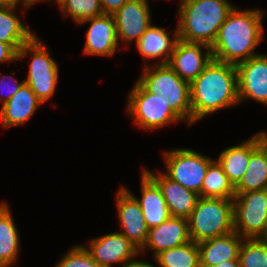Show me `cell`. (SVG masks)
Masks as SVG:
<instances>
[{"label":"cell","mask_w":267,"mask_h":267,"mask_svg":"<svg viewBox=\"0 0 267 267\" xmlns=\"http://www.w3.org/2000/svg\"><path fill=\"white\" fill-rule=\"evenodd\" d=\"M262 11L233 8L211 46L213 59L236 65L258 54L253 49L262 40Z\"/></svg>","instance_id":"cell-1"},{"label":"cell","mask_w":267,"mask_h":267,"mask_svg":"<svg viewBox=\"0 0 267 267\" xmlns=\"http://www.w3.org/2000/svg\"><path fill=\"white\" fill-rule=\"evenodd\" d=\"M190 100L192 123L208 113L239 103L235 65L213 59L190 83Z\"/></svg>","instance_id":"cell-2"},{"label":"cell","mask_w":267,"mask_h":267,"mask_svg":"<svg viewBox=\"0 0 267 267\" xmlns=\"http://www.w3.org/2000/svg\"><path fill=\"white\" fill-rule=\"evenodd\" d=\"M180 4L178 39L209 47L234 8L227 0H182Z\"/></svg>","instance_id":"cell-3"},{"label":"cell","mask_w":267,"mask_h":267,"mask_svg":"<svg viewBox=\"0 0 267 267\" xmlns=\"http://www.w3.org/2000/svg\"><path fill=\"white\" fill-rule=\"evenodd\" d=\"M188 227L190 239L196 243L233 232V199L199 197Z\"/></svg>","instance_id":"cell-4"},{"label":"cell","mask_w":267,"mask_h":267,"mask_svg":"<svg viewBox=\"0 0 267 267\" xmlns=\"http://www.w3.org/2000/svg\"><path fill=\"white\" fill-rule=\"evenodd\" d=\"M145 66L138 82L151 94H161L166 104L183 120L192 124L190 83L183 80L168 64Z\"/></svg>","instance_id":"cell-5"},{"label":"cell","mask_w":267,"mask_h":267,"mask_svg":"<svg viewBox=\"0 0 267 267\" xmlns=\"http://www.w3.org/2000/svg\"><path fill=\"white\" fill-rule=\"evenodd\" d=\"M234 231L244 239L264 238L267 233V189L235 193Z\"/></svg>","instance_id":"cell-6"},{"label":"cell","mask_w":267,"mask_h":267,"mask_svg":"<svg viewBox=\"0 0 267 267\" xmlns=\"http://www.w3.org/2000/svg\"><path fill=\"white\" fill-rule=\"evenodd\" d=\"M32 53L33 58L27 79L24 81L36 97L43 103L55 92L58 82V65L49 57L48 49L42 46L41 41L34 36L29 42L25 43L18 51V59Z\"/></svg>","instance_id":"cell-7"},{"label":"cell","mask_w":267,"mask_h":267,"mask_svg":"<svg viewBox=\"0 0 267 267\" xmlns=\"http://www.w3.org/2000/svg\"><path fill=\"white\" fill-rule=\"evenodd\" d=\"M129 94L127 111L135 116L139 127L156 129L182 120L166 104L161 94L149 93L138 81Z\"/></svg>","instance_id":"cell-8"},{"label":"cell","mask_w":267,"mask_h":267,"mask_svg":"<svg viewBox=\"0 0 267 267\" xmlns=\"http://www.w3.org/2000/svg\"><path fill=\"white\" fill-rule=\"evenodd\" d=\"M164 158L168 169L165 175L201 197V186L213 160L190 149L164 152Z\"/></svg>","instance_id":"cell-9"},{"label":"cell","mask_w":267,"mask_h":267,"mask_svg":"<svg viewBox=\"0 0 267 267\" xmlns=\"http://www.w3.org/2000/svg\"><path fill=\"white\" fill-rule=\"evenodd\" d=\"M239 101L255 99L267 105V55H256L235 65Z\"/></svg>","instance_id":"cell-10"},{"label":"cell","mask_w":267,"mask_h":267,"mask_svg":"<svg viewBox=\"0 0 267 267\" xmlns=\"http://www.w3.org/2000/svg\"><path fill=\"white\" fill-rule=\"evenodd\" d=\"M202 47L206 48L205 56ZM213 60L211 47L202 43H190L177 40L168 65L183 80L191 83Z\"/></svg>","instance_id":"cell-11"},{"label":"cell","mask_w":267,"mask_h":267,"mask_svg":"<svg viewBox=\"0 0 267 267\" xmlns=\"http://www.w3.org/2000/svg\"><path fill=\"white\" fill-rule=\"evenodd\" d=\"M118 217L124 235L137 249L141 250L147 240L149 228L136 197L122 187L117 194Z\"/></svg>","instance_id":"cell-12"},{"label":"cell","mask_w":267,"mask_h":267,"mask_svg":"<svg viewBox=\"0 0 267 267\" xmlns=\"http://www.w3.org/2000/svg\"><path fill=\"white\" fill-rule=\"evenodd\" d=\"M89 248L93 260L101 267H112V263L121 262L123 267L140 251L121 233H110L91 240Z\"/></svg>","instance_id":"cell-13"},{"label":"cell","mask_w":267,"mask_h":267,"mask_svg":"<svg viewBox=\"0 0 267 267\" xmlns=\"http://www.w3.org/2000/svg\"><path fill=\"white\" fill-rule=\"evenodd\" d=\"M147 0H128L113 16L117 38L125 43L136 42L151 26L150 10Z\"/></svg>","instance_id":"cell-14"},{"label":"cell","mask_w":267,"mask_h":267,"mask_svg":"<svg viewBox=\"0 0 267 267\" xmlns=\"http://www.w3.org/2000/svg\"><path fill=\"white\" fill-rule=\"evenodd\" d=\"M92 22L86 34L84 53L91 55L111 56L115 53L118 38L113 15L102 14L80 23Z\"/></svg>","instance_id":"cell-15"},{"label":"cell","mask_w":267,"mask_h":267,"mask_svg":"<svg viewBox=\"0 0 267 267\" xmlns=\"http://www.w3.org/2000/svg\"><path fill=\"white\" fill-rule=\"evenodd\" d=\"M188 219L169 217L160 225L149 229L142 251L148 247L154 251V257L161 251L190 242Z\"/></svg>","instance_id":"cell-16"},{"label":"cell","mask_w":267,"mask_h":267,"mask_svg":"<svg viewBox=\"0 0 267 267\" xmlns=\"http://www.w3.org/2000/svg\"><path fill=\"white\" fill-rule=\"evenodd\" d=\"M143 170L161 188L170 216L188 219L195 208L199 195L196 192L186 189L178 182L171 180L164 173H160L158 174L159 176H155L149 170Z\"/></svg>","instance_id":"cell-17"},{"label":"cell","mask_w":267,"mask_h":267,"mask_svg":"<svg viewBox=\"0 0 267 267\" xmlns=\"http://www.w3.org/2000/svg\"><path fill=\"white\" fill-rule=\"evenodd\" d=\"M242 237L235 231L198 242L200 267H213L229 260H238Z\"/></svg>","instance_id":"cell-18"},{"label":"cell","mask_w":267,"mask_h":267,"mask_svg":"<svg viewBox=\"0 0 267 267\" xmlns=\"http://www.w3.org/2000/svg\"><path fill=\"white\" fill-rule=\"evenodd\" d=\"M142 199H137L148 228L160 225L170 217L167 203L158 184L143 170L141 180Z\"/></svg>","instance_id":"cell-19"},{"label":"cell","mask_w":267,"mask_h":267,"mask_svg":"<svg viewBox=\"0 0 267 267\" xmlns=\"http://www.w3.org/2000/svg\"><path fill=\"white\" fill-rule=\"evenodd\" d=\"M42 102L27 85L20 89L5 103L0 110V120L4 127H11L25 123L34 114Z\"/></svg>","instance_id":"cell-20"},{"label":"cell","mask_w":267,"mask_h":267,"mask_svg":"<svg viewBox=\"0 0 267 267\" xmlns=\"http://www.w3.org/2000/svg\"><path fill=\"white\" fill-rule=\"evenodd\" d=\"M257 148L255 137H252L241 145L231 146L220 153L217 162L234 187L245 174L250 155Z\"/></svg>","instance_id":"cell-21"},{"label":"cell","mask_w":267,"mask_h":267,"mask_svg":"<svg viewBox=\"0 0 267 267\" xmlns=\"http://www.w3.org/2000/svg\"><path fill=\"white\" fill-rule=\"evenodd\" d=\"M174 40H171L164 28L150 26L136 42L138 51L147 58L163 57L159 64H168L175 44L178 40L177 31Z\"/></svg>","instance_id":"cell-22"},{"label":"cell","mask_w":267,"mask_h":267,"mask_svg":"<svg viewBox=\"0 0 267 267\" xmlns=\"http://www.w3.org/2000/svg\"><path fill=\"white\" fill-rule=\"evenodd\" d=\"M19 235L6 203L0 205V267H9L19 252Z\"/></svg>","instance_id":"cell-23"},{"label":"cell","mask_w":267,"mask_h":267,"mask_svg":"<svg viewBox=\"0 0 267 267\" xmlns=\"http://www.w3.org/2000/svg\"><path fill=\"white\" fill-rule=\"evenodd\" d=\"M13 10L12 8L0 7V41L19 51L35 35L23 25Z\"/></svg>","instance_id":"cell-24"},{"label":"cell","mask_w":267,"mask_h":267,"mask_svg":"<svg viewBox=\"0 0 267 267\" xmlns=\"http://www.w3.org/2000/svg\"><path fill=\"white\" fill-rule=\"evenodd\" d=\"M267 189V160L257 148L251 155L248 167L240 182L235 186V193L252 192Z\"/></svg>","instance_id":"cell-25"},{"label":"cell","mask_w":267,"mask_h":267,"mask_svg":"<svg viewBox=\"0 0 267 267\" xmlns=\"http://www.w3.org/2000/svg\"><path fill=\"white\" fill-rule=\"evenodd\" d=\"M201 197L223 199H233L235 197V187L217 161H213L206 171L201 186Z\"/></svg>","instance_id":"cell-26"},{"label":"cell","mask_w":267,"mask_h":267,"mask_svg":"<svg viewBox=\"0 0 267 267\" xmlns=\"http://www.w3.org/2000/svg\"><path fill=\"white\" fill-rule=\"evenodd\" d=\"M160 267H200L198 244H186L161 251L155 256Z\"/></svg>","instance_id":"cell-27"},{"label":"cell","mask_w":267,"mask_h":267,"mask_svg":"<svg viewBox=\"0 0 267 267\" xmlns=\"http://www.w3.org/2000/svg\"><path fill=\"white\" fill-rule=\"evenodd\" d=\"M239 249L240 267H267V240L245 239Z\"/></svg>","instance_id":"cell-28"},{"label":"cell","mask_w":267,"mask_h":267,"mask_svg":"<svg viewBox=\"0 0 267 267\" xmlns=\"http://www.w3.org/2000/svg\"><path fill=\"white\" fill-rule=\"evenodd\" d=\"M60 7L64 16L68 13L78 24L103 14L100 0H65Z\"/></svg>","instance_id":"cell-29"},{"label":"cell","mask_w":267,"mask_h":267,"mask_svg":"<svg viewBox=\"0 0 267 267\" xmlns=\"http://www.w3.org/2000/svg\"><path fill=\"white\" fill-rule=\"evenodd\" d=\"M56 267H101L92 258L85 247H73L67 255L61 259Z\"/></svg>","instance_id":"cell-30"},{"label":"cell","mask_w":267,"mask_h":267,"mask_svg":"<svg viewBox=\"0 0 267 267\" xmlns=\"http://www.w3.org/2000/svg\"><path fill=\"white\" fill-rule=\"evenodd\" d=\"M128 0H100L103 14L114 15Z\"/></svg>","instance_id":"cell-31"},{"label":"cell","mask_w":267,"mask_h":267,"mask_svg":"<svg viewBox=\"0 0 267 267\" xmlns=\"http://www.w3.org/2000/svg\"><path fill=\"white\" fill-rule=\"evenodd\" d=\"M18 59V51L11 45L0 41V62L15 61Z\"/></svg>","instance_id":"cell-32"},{"label":"cell","mask_w":267,"mask_h":267,"mask_svg":"<svg viewBox=\"0 0 267 267\" xmlns=\"http://www.w3.org/2000/svg\"><path fill=\"white\" fill-rule=\"evenodd\" d=\"M258 148L265 155L267 160V134L264 132H259L254 135Z\"/></svg>","instance_id":"cell-33"},{"label":"cell","mask_w":267,"mask_h":267,"mask_svg":"<svg viewBox=\"0 0 267 267\" xmlns=\"http://www.w3.org/2000/svg\"><path fill=\"white\" fill-rule=\"evenodd\" d=\"M19 1H21V0H0V7L15 9V7L18 5ZM22 2L24 3V6L26 9L31 4L36 3L35 0H22Z\"/></svg>","instance_id":"cell-34"},{"label":"cell","mask_w":267,"mask_h":267,"mask_svg":"<svg viewBox=\"0 0 267 267\" xmlns=\"http://www.w3.org/2000/svg\"><path fill=\"white\" fill-rule=\"evenodd\" d=\"M5 80H1L0 79V88H3L4 86H7L8 84L6 83V81L4 82ZM25 82H21V83H18L17 84L15 83V86L14 87H10V91L8 93V95H6L5 97H2L4 96L3 94H1V97H0V101L1 100H4L3 103L7 102L19 89L20 87L24 84ZM7 84V85H6Z\"/></svg>","instance_id":"cell-35"},{"label":"cell","mask_w":267,"mask_h":267,"mask_svg":"<svg viewBox=\"0 0 267 267\" xmlns=\"http://www.w3.org/2000/svg\"><path fill=\"white\" fill-rule=\"evenodd\" d=\"M124 267H155L147 262L138 261V260H131L127 263Z\"/></svg>","instance_id":"cell-36"},{"label":"cell","mask_w":267,"mask_h":267,"mask_svg":"<svg viewBox=\"0 0 267 267\" xmlns=\"http://www.w3.org/2000/svg\"><path fill=\"white\" fill-rule=\"evenodd\" d=\"M213 267H240V266H239V260H229Z\"/></svg>","instance_id":"cell-37"},{"label":"cell","mask_w":267,"mask_h":267,"mask_svg":"<svg viewBox=\"0 0 267 267\" xmlns=\"http://www.w3.org/2000/svg\"><path fill=\"white\" fill-rule=\"evenodd\" d=\"M36 2L37 1H39V0H35ZM45 1V0H44ZM47 1H49V0H47ZM58 3H59V5L61 6V4L65 1V0H56Z\"/></svg>","instance_id":"cell-38"}]
</instances>
